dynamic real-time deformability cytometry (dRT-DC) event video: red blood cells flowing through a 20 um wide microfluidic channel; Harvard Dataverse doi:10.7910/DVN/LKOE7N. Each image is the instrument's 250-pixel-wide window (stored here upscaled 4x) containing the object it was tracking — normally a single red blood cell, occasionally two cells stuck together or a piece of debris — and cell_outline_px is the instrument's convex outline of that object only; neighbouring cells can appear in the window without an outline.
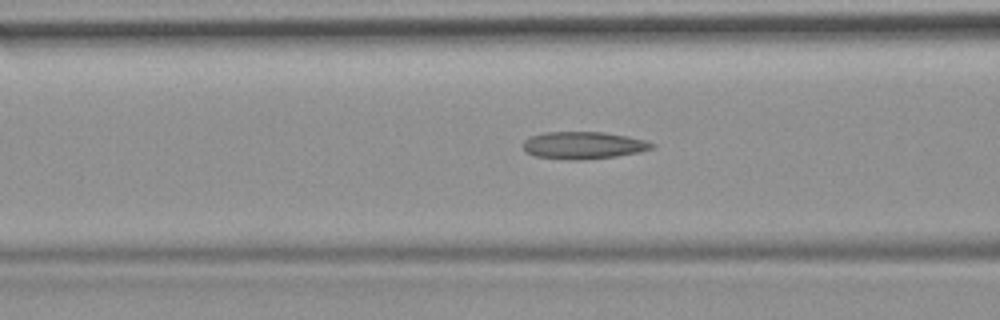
{"species": "common noctule bat (a hibernating species)", "species_latin": "Nyctalus noctula", "temperature_condition": "room temperature", "stored_images_in_passage": 15, "camera_frame_rate_fps": 3000, "um_per_image_px": 0.085, "animal": {"sex": "female", "body_mass_g": 19.9}, "frame": {"image": 1, "passage_image": 13, "time_ms": 4.0, "image_size_px": [1000, 320], "cell_outline_px": [[656, 144], [652, 148], [640, 152], [616, 156], [580, 160], [568, 160], [536, 156], [524, 152], [524, 140], [532, 136], [544, 132], [604, 132], [644, 140]], "centroid_in_image_um": [49.57, 12.35], "position_along_channel_um": 117.0, "area_um2": 20.35}}